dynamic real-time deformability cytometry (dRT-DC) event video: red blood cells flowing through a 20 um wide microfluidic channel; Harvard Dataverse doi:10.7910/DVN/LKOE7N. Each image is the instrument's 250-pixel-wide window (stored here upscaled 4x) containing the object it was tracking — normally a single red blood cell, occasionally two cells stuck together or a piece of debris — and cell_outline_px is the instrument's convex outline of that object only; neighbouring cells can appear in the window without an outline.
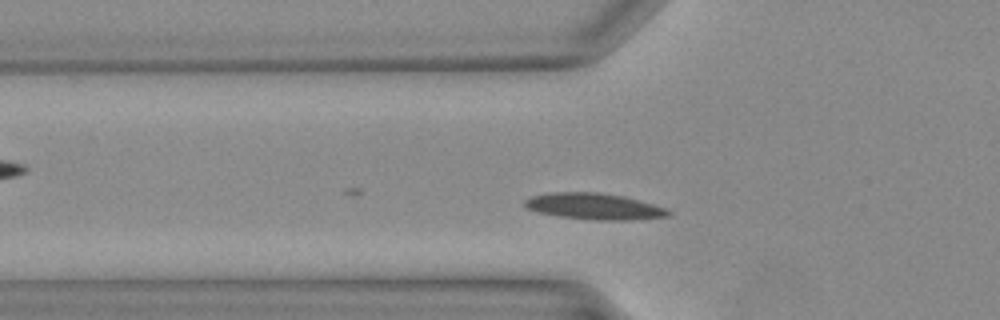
{"species": "Egyptian fruit bat (a non-hibernating species)", "species_latin": "Rousettus aegyptiacus", "temperature_condition": "warm", "stored_images_in_passage": 7, "camera_frame_rate_fps": 3000, "um_per_image_px": 0.085, "animal": {"sex": "female"}, "frame": {"image": 1, "passage_image": 6, "time_ms": 1.667, "image_size_px": [1000, 320], "cell_outline_px": [[672, 212], [668, 216], [632, 220], [592, 220], [556, 216], [536, 212], [524, 208], [524, 200], [532, 196], [552, 192], [596, 192], [620, 196], [652, 204], [664, 208]], "centroid_in_image_um": [50.42, 17.55], "position_along_channel_um": 75.4, "area_um2": 21.91}}